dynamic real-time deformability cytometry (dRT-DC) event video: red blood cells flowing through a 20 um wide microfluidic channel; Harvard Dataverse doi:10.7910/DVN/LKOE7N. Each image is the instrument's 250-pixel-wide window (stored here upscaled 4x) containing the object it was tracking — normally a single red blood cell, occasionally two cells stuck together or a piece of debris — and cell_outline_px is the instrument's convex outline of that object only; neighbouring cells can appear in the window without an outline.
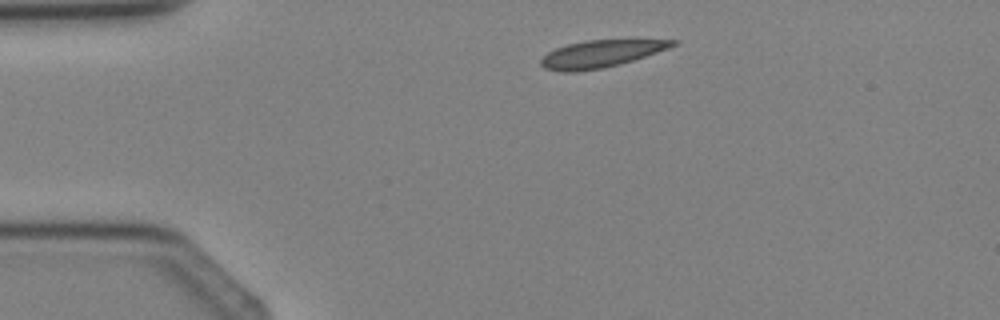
{"species": "Egyptian fruit bat (a non-hibernating species)", "species_latin": "Rousettus aegyptiacus", "temperature_condition": "cold", "stored_images_in_passage": 3, "camera_frame_rate_fps": 3000, "um_per_image_px": 0.085, "animal": {"sex": "female"}, "frame": {"image": 1, "passage_image": 1, "time_ms": 0.0, "image_size_px": [1000, 320], "cell_outline_px": [[680, 40], [676, 44], [668, 48], [620, 64], [600, 68], [576, 72], [560, 72], [544, 68], [540, 64], [540, 60], [548, 52], [556, 48], [568, 44], [584, 40]], "centroid_in_image_um": [51.01, 4.58], "position_along_channel_um": 34.0, "area_um2": 20.58}}
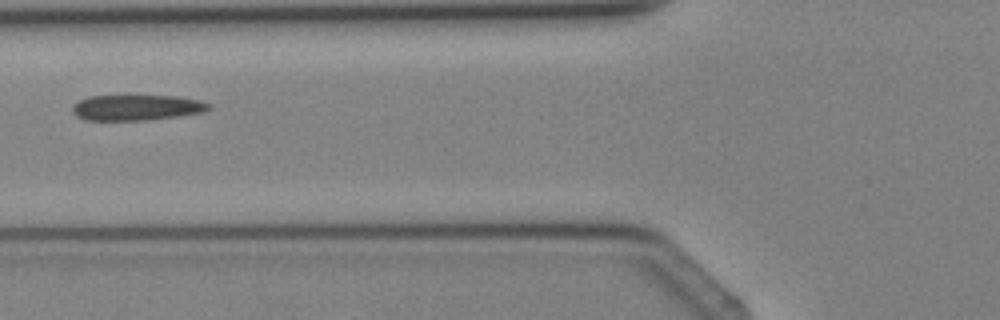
{"frame": {"image": 2, "passage_image": 3, "time_ms": 2.333, "image_size_px": [1000, 320], "cell_outline_px": [[212, 108], [204, 112], [180, 116], [148, 120], [84, 120], [76, 116], [72, 112], [72, 104], [88, 96], [176, 96], [200, 100], [212, 104]], "centroid_in_image_um": [11.63, 9.15], "position_along_channel_um": 114.2, "area_um2": 20.58}}